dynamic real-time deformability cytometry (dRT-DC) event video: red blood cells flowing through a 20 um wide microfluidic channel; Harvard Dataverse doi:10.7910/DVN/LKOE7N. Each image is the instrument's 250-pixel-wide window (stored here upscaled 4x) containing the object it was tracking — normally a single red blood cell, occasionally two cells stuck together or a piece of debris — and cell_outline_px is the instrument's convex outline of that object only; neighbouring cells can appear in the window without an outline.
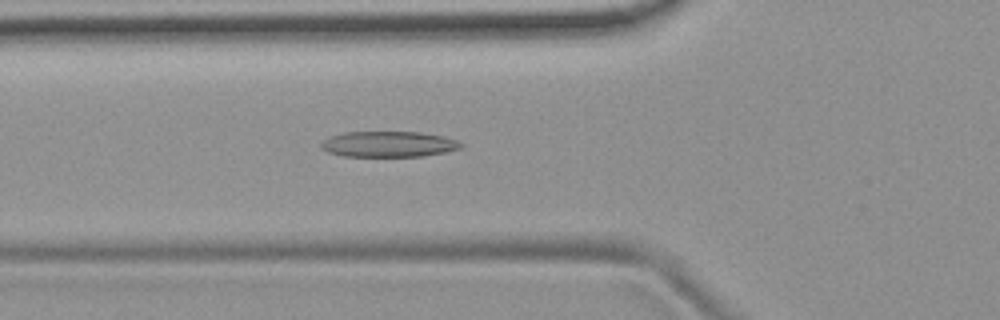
{"species": "common noctule bat (a hibernating species)", "species_latin": "Nyctalus noctula", "temperature_condition": "room temperature", "stored_images_in_passage": 46, "camera_frame_rate_fps": 3000, "um_per_image_px": 0.085, "animal": {"sex": "female", "body_mass_g": 19.9}, "frame": {"image": 1, "passage_image": 12, "time_ms": 3.667, "image_size_px": [1000, 320], "cell_outline_px": [[464, 144], [460, 148], [444, 152], [424, 156], [344, 156], [328, 152], [320, 148], [320, 144], [324, 140], [332, 136], [344, 132], [420, 132], [444, 136], [456, 140]], "centroid_in_image_um": [33.03, 12.25], "position_along_channel_um": 92.8, "area_um2": 20.87}}
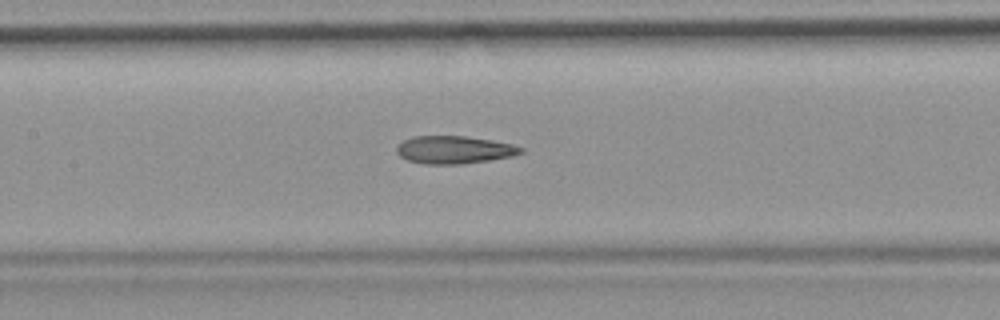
{"frame": {"image": 2, "passage_image": 18, "time_ms": 5.667, "image_size_px": [1000, 320], "cell_outline_px": [[524, 152], [512, 156], [488, 160], [460, 164], [424, 164], [408, 160], [400, 156], [396, 152], [396, 144], [412, 136], [464, 136], [492, 140], [512, 144], [524, 148]], "centroid_in_image_um": [38.58, 12.72], "position_along_channel_um": 168.8, "area_um2": 20.11}}
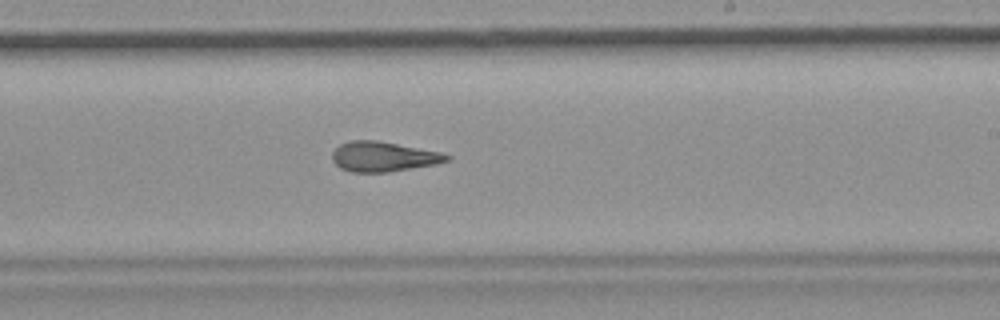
{"frame": {"image": 3, "passage_image": 25, "time_ms": 8.0, "image_size_px": [1000, 320], "cell_outline_px": [[452, 160], [436, 164], [388, 172], [352, 172], [340, 168], [332, 160], [332, 152], [340, 144], [352, 140], [376, 140], [440, 152], [452, 156]], "centroid_in_image_um": [32.59, 13.32], "position_along_channel_um": 256.4, "area_um2": 19.94}, "authors_computed_cell_mechanics": {"area_um2": 20.4323, "velocity_mm_per_s": 3.7773, "shape_relaxation_time_tau1_ms": null, "shape_relaxation_time_tau2_ms": 2.7713, "deformation_change_tau1": null, "deformation_change_tau2": 0.1303}}